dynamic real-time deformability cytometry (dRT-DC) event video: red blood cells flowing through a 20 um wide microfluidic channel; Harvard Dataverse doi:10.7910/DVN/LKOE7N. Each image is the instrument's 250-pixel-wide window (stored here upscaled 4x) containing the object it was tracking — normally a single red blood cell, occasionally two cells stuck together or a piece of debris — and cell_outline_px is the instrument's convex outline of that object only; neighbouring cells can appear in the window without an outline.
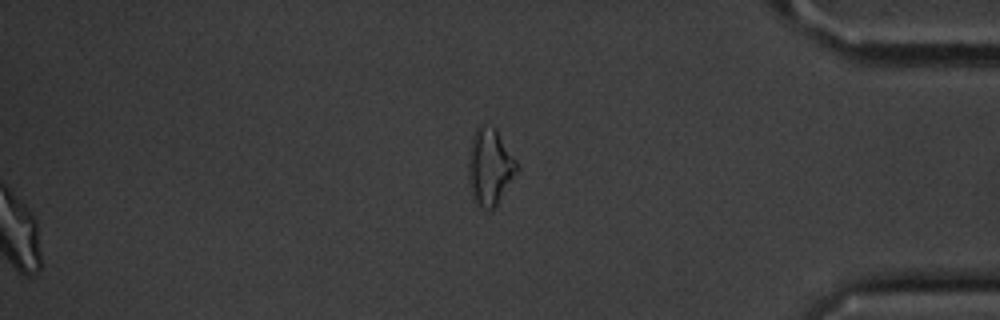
{"species": "common noctule bat (a hibernating species)", "species_latin": "Nyctalus noctula", "temperature_condition": "cold", "stored_images_in_passage": 56, "segment_of_instrument_passage": [2, 2], "camera_frame_rate_fps": 3000, "um_per_image_px": 0.085, "animal": {"sex": "male", "body_mass_g": 20.1, "forearm_length_mm": 53.5}, "frame": {"image": 1, "passage_image": 56, "time_ms": 18.333, "image_size_px": [1000, 320], "cell_outline_px": [[520, 168], [492, 212], [488, 212], [476, 204], [472, 200], [468, 184], [468, 156], [472, 132], [480, 124], [484, 124], [496, 128], [516, 160]], "centroid_in_image_um": [41.61, 14.2], "position_along_channel_um": 393.6, "area_um2": 22.37}}